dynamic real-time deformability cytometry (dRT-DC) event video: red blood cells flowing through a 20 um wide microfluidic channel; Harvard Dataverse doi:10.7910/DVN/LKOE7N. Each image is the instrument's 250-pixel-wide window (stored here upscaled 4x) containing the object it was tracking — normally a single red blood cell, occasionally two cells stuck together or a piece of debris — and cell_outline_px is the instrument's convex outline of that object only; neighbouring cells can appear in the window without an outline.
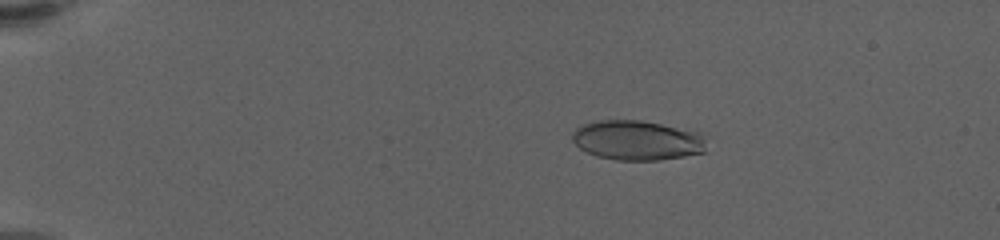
{"species": "human", "species_latin": "Homo sapiens", "temperature_condition": "warm", "stored_images_in_passage": 62, "camera_frame_rate_fps": 3000, "um_per_image_px": 0.085, "donor": {"sex": "female"}, "frame": {"image": 1, "passage_image": 13, "time_ms": 4.0, "image_size_px": [1000, 240], "cell_outline_px": [[704, 152], [684, 156], [656, 160], [616, 160], [596, 156], [580, 148], [572, 140], [572, 132], [576, 128], [584, 124], [600, 120], [640, 120], [696, 128], [700, 132], [704, 140]], "centroid_in_image_um": [54.2, 11.9], "position_along_channel_um": 30.8, "area_um2": 31.5}}
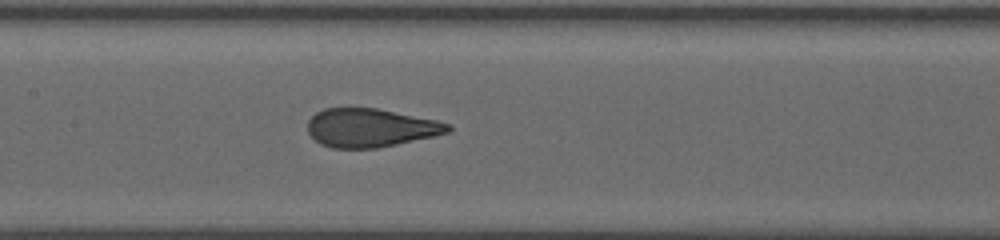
{"frame": {"image": 2, "passage_image": 33, "time_ms": 10.667, "image_size_px": [1000, 240], "cell_outline_px": [[452, 128], [448, 132], [432, 136], [396, 144], [376, 148], [332, 148], [320, 144], [308, 132], [308, 120], [316, 112], [324, 108], [376, 108], [436, 120], [448, 124]], "centroid_in_image_um": [31.45, 10.86], "position_along_channel_um": 176.0, "area_um2": 31.15}}
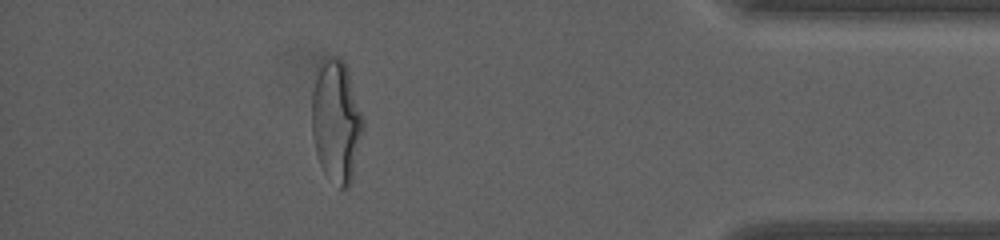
{"frame": {"image": 3, "passage_image": 56, "time_ms": 18.333, "image_size_px": [1000, 240], "cell_outline_px": [[364, 128], [352, 180], [348, 188], [340, 188], [324, 172], [320, 164], [316, 152], [312, 136], [312, 92], [316, 76], [320, 68], [332, 56], [344, 60], [364, 116]], "centroid_in_image_um": [28.61, 10.36], "position_along_channel_um": 406.6, "area_um2": 36.3}, "authors_computed_cell_mechanics": {"area_um2": 32.5992, "velocity_mm_per_s": 3.4731, "shape_relaxation_time_tau1_ms": 9.4015, "shape_relaxation_time_tau2_ms": null, "deformation_change_tau1": 0.3131, "deformation_change_tau2": null}}